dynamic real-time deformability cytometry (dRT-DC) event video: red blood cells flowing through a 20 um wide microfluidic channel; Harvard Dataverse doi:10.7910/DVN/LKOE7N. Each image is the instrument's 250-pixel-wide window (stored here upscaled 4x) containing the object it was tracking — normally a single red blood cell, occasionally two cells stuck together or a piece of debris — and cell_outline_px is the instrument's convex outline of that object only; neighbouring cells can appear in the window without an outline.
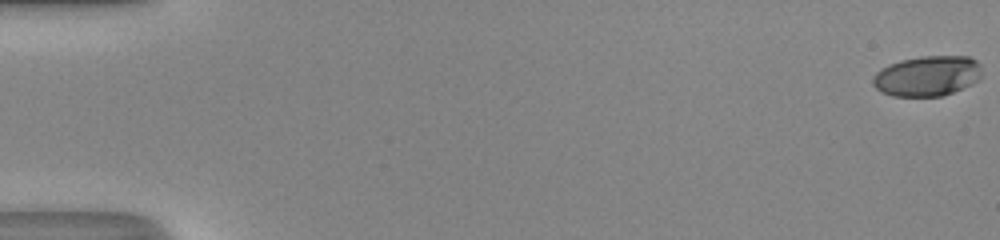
{"species": "human", "species_latin": "Homo sapiens", "temperature_condition": "room temperature", "stored_images_in_passage": 13, "camera_frame_rate_fps": 3000, "um_per_image_px": 0.085, "donor": {"sex": "male"}, "frame": {"image": 1, "passage_image": 1, "time_ms": 0.0, "image_size_px": [1000, 240], "cell_outline_px": [[980, 76], [972, 84], [944, 96], [892, 96], [876, 88], [872, 84], [872, 76], [880, 68], [888, 64], [900, 60], [920, 56], [968, 56], [976, 60], [980, 64]], "centroid_in_image_um": [78.79, 6.45], "position_along_channel_um": 6.2, "area_um2": 25.72}}